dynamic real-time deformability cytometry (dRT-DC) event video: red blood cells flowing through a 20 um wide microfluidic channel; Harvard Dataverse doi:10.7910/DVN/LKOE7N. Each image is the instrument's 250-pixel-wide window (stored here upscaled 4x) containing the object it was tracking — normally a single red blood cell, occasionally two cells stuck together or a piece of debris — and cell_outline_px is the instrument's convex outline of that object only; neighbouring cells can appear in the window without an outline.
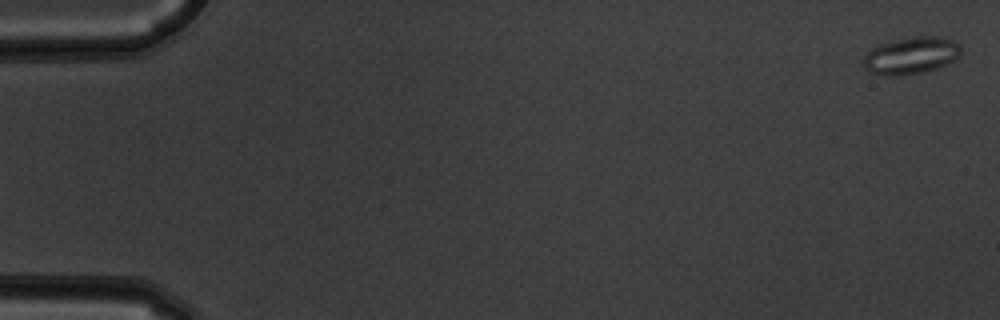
{"species": "common noctule bat (a hibernating species)", "species_latin": "Nyctalus noctula", "temperature_condition": "warm", "stored_images_in_passage": 9, "camera_frame_rate_fps": 3000, "um_per_image_px": 0.085, "animal": {"sex": "male", "body_mass_g": 19.5, "forearm_length_mm": 54.6}, "frame": {"image": 1, "passage_image": 1, "time_ms": 0.0, "image_size_px": [1000, 320], "cell_outline_px": [[960, 56], [956, 60], [936, 68], [920, 72], [892, 76], [884, 76], [868, 72], [864, 68], [864, 56], [872, 48], [880, 44], [912, 36], [936, 36], [956, 40], [960, 44]], "centroid_in_image_um": [77.45, 4.71], "position_along_channel_um": 7.5, "area_um2": 21.1}}
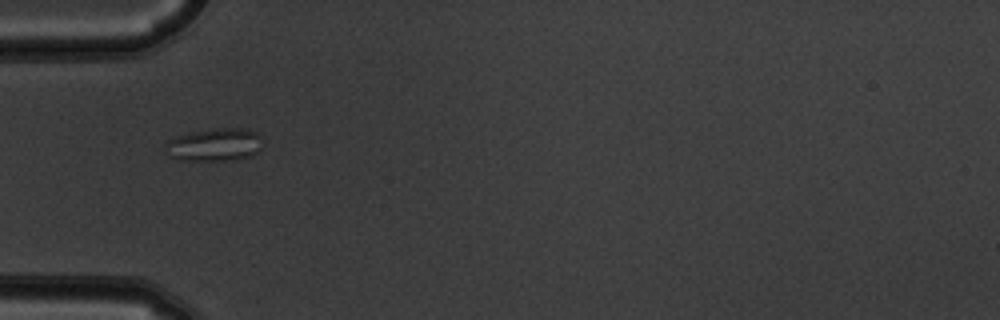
{"frame": {"image": 2, "passage_image": 6, "time_ms": 1.667, "image_size_px": [1000, 320], "cell_outline_px": [[260, 148], [252, 156], [236, 160], [176, 160], [168, 156], [164, 144], [168, 140], [176, 136], [192, 132], [216, 128], [248, 128], [256, 132]], "centroid_in_image_um": [18.18, 12.31], "position_along_channel_um": 66.8, "area_um2": 18.61}}
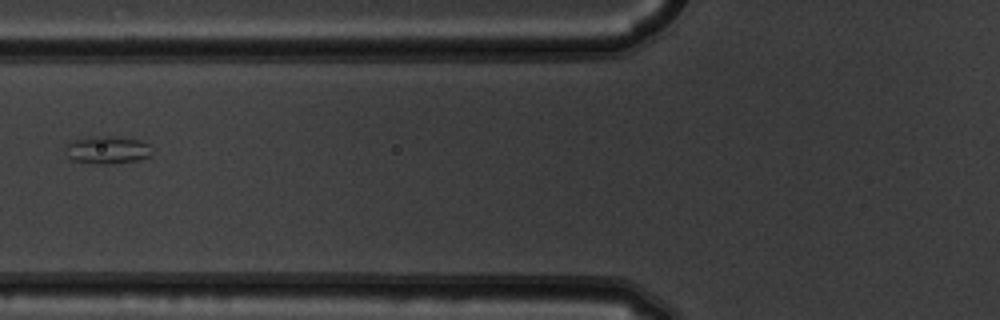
{"frame": {"image": 3, "passage_image": 7, "time_ms": 2.0, "image_size_px": [1000, 320], "cell_outline_px": [[152, 156], [136, 160], [108, 164], [100, 164], [72, 160], [68, 156], [68, 144], [76, 140], [92, 136], [112, 136], [140, 140], [148, 144], [152, 152]], "centroid_in_image_um": [9.18, 12.74], "position_along_channel_um": 116.6, "area_um2": 13.64}}